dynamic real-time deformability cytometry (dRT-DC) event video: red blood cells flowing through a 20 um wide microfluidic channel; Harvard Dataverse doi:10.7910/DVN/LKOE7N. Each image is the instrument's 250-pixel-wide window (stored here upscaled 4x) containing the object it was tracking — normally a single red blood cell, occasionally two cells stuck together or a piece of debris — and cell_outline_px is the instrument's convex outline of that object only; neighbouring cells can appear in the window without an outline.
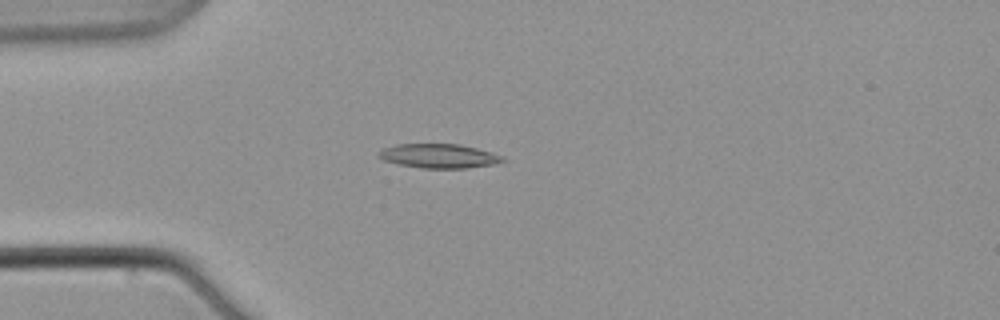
{"species": "common noctule bat (a hibernating species)", "species_latin": "Nyctalus noctula", "temperature_condition": "warm", "stored_images_in_passage": 9, "camera_frame_rate_fps": 3000, "um_per_image_px": 0.085, "animal": {"sex": "male", "body_mass_g": 21.5, "forearm_length_mm": 52.0}, "frame": {"image": 1, "passage_image": 6, "time_ms": 6.0, "image_size_px": [1000, 320], "cell_outline_px": [[508, 160], [492, 164], [464, 168], [424, 168], [396, 164], [384, 160], [376, 156], [376, 152], [384, 148], [396, 144], [460, 144], [492, 152], [504, 156]], "centroid_in_image_um": [37.28, 13.25], "position_along_channel_um": 47.7, "area_um2": 17.57}}
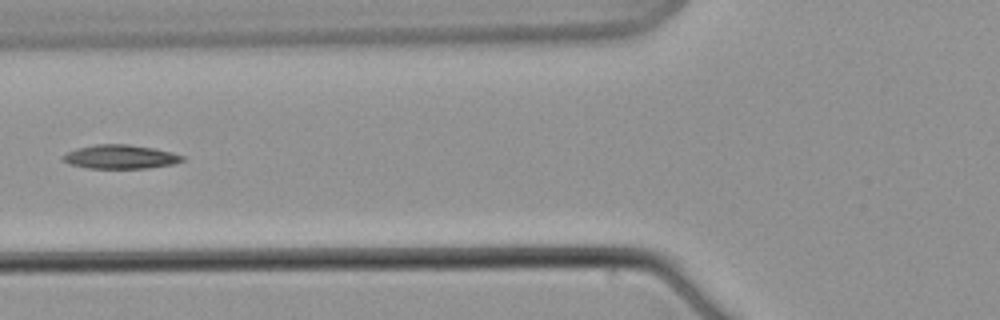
{"frame": {"image": 2, "passage_image": 8, "time_ms": 9.0, "image_size_px": [1000, 320], "cell_outline_px": [[184, 160], [172, 164], [148, 168], [88, 168], [68, 164], [60, 160], [60, 156], [76, 148], [96, 144], [128, 144], [152, 148], [172, 152], [184, 156]], "centroid_in_image_um": [10.17, 13.33], "position_along_channel_um": 115.6, "area_um2": 16.7}}
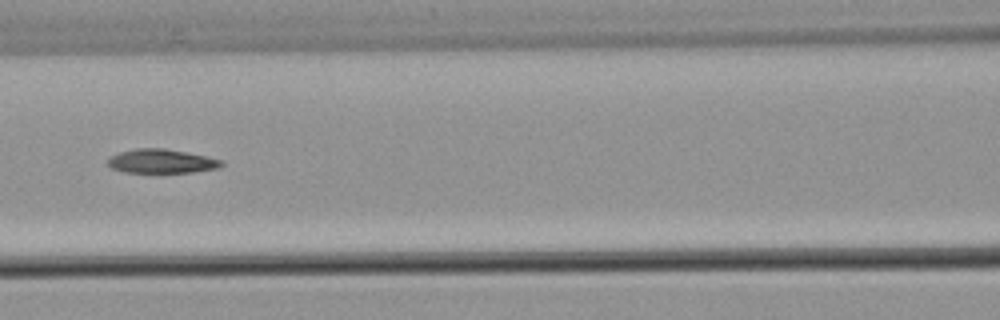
{"frame": {"image": 3, "passage_image": 9, "time_ms": 10.333, "image_size_px": [1000, 320], "cell_outline_px": [[224, 164], [216, 168], [192, 172], [124, 172], [112, 168], [108, 164], [108, 156], [120, 152], [136, 148], [164, 148], [224, 160]], "centroid_in_image_um": [13.69, 13.7], "position_along_channel_um": 152.9, "area_um2": 15.72}}